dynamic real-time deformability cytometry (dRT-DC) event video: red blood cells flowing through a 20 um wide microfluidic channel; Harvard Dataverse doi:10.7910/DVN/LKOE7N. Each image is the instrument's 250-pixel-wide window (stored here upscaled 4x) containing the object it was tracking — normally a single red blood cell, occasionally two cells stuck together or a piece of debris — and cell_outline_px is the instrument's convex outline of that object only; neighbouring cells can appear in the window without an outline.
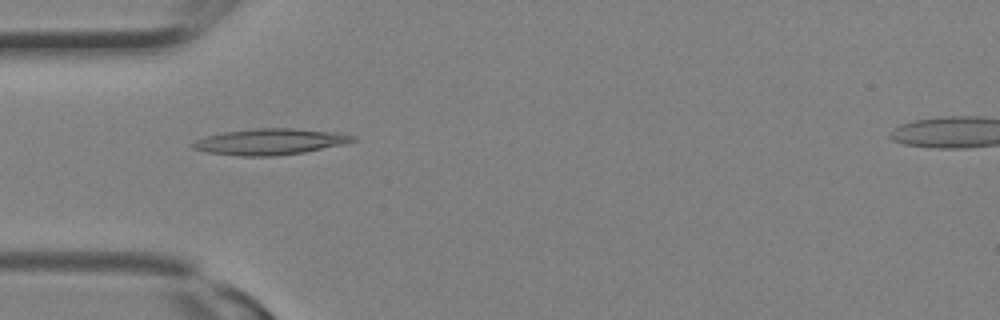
{"species": "Egyptian fruit bat (a non-hibernating species)", "species_latin": "Rousettus aegyptiacus", "temperature_condition": "room temperature", "stored_images_in_passage": 6, "camera_frame_rate_fps": 3000, "um_per_image_px": 0.085, "animal": {"sex": "female"}, "frame": {"image": 1, "passage_image": 1, "time_ms": 0.0, "image_size_px": [1000, 320], "cell_outline_px": [[356, 140], [344, 144], [304, 152], [272, 156], [240, 156], [208, 152], [192, 148], [188, 144], [196, 140], [208, 136], [224, 132], [252, 128], [292, 128], [344, 132], [356, 136]], "centroid_in_image_um": [23.0, 12.03], "position_along_channel_um": 62.0, "area_um2": 24.51}}
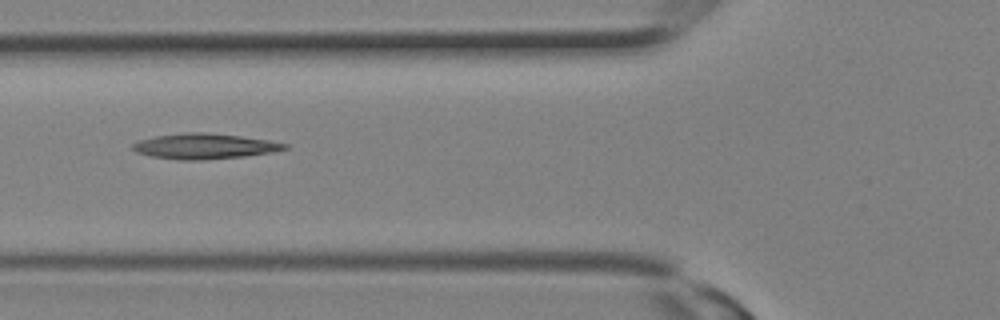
{"frame": {"image": 2, "passage_image": 3, "time_ms": 0.667, "image_size_px": [1000, 320], "cell_outline_px": [[288, 148], [272, 152], [244, 156], [200, 160], [180, 160], [152, 156], [136, 152], [132, 148], [132, 144], [140, 140], [156, 136], [184, 132], [204, 132], [240, 136], [268, 140], [288, 144]], "centroid_in_image_um": [17.37, 12.42], "position_along_channel_um": 108.4, "area_um2": 22.31}}
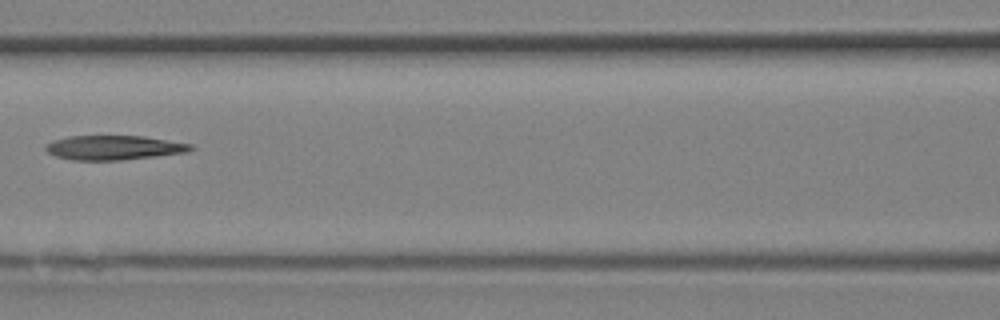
{"frame": {"image": 3, "passage_image": 5, "time_ms": 1.333, "image_size_px": [1000, 320], "cell_outline_px": [[196, 148], [188, 152], [156, 156], [120, 160], [72, 160], [56, 156], [48, 152], [44, 148], [44, 144], [52, 140], [68, 136], [144, 136], [192, 144]], "centroid_in_image_um": [9.67, 12.54], "position_along_channel_um": 156.9, "area_um2": 20.75}}